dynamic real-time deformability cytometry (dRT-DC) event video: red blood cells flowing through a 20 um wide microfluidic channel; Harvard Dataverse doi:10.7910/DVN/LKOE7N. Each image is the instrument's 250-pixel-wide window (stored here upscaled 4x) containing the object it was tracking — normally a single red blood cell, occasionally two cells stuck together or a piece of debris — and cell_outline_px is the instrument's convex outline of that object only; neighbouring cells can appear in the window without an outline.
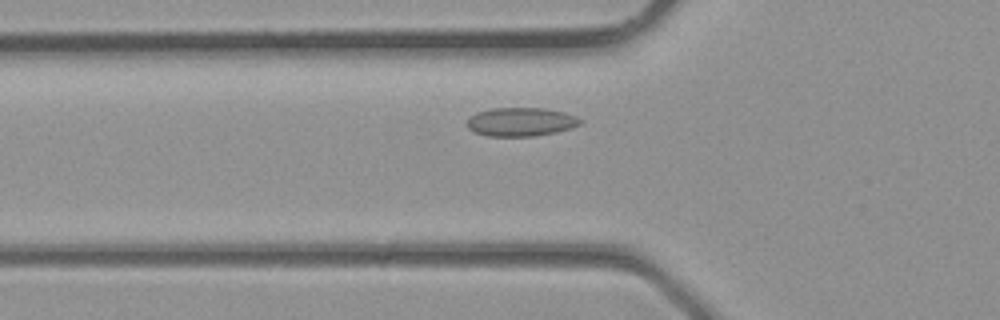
{"species": "common noctule bat (a hibernating species)", "species_latin": "Nyctalus noctula", "temperature_condition": "room temperature", "stored_images_in_passage": 5, "camera_frame_rate_fps": 3000, "um_per_image_px": 0.085, "animal": {"sex": "male", "body_mass_g": 23.1, "forearm_length_mm": 52.7}, "frame": {"image": 1, "passage_image": 5, "time_ms": 1.333, "image_size_px": [1000, 320], "cell_outline_px": [[584, 120], [580, 124], [572, 128], [556, 132], [536, 136], [488, 136], [472, 132], [468, 128], [468, 116], [476, 112], [492, 108], [544, 108], [564, 112], [576, 116]], "centroid_in_image_um": [44.27, 10.36], "position_along_channel_um": 81.5, "area_um2": 19.13}}